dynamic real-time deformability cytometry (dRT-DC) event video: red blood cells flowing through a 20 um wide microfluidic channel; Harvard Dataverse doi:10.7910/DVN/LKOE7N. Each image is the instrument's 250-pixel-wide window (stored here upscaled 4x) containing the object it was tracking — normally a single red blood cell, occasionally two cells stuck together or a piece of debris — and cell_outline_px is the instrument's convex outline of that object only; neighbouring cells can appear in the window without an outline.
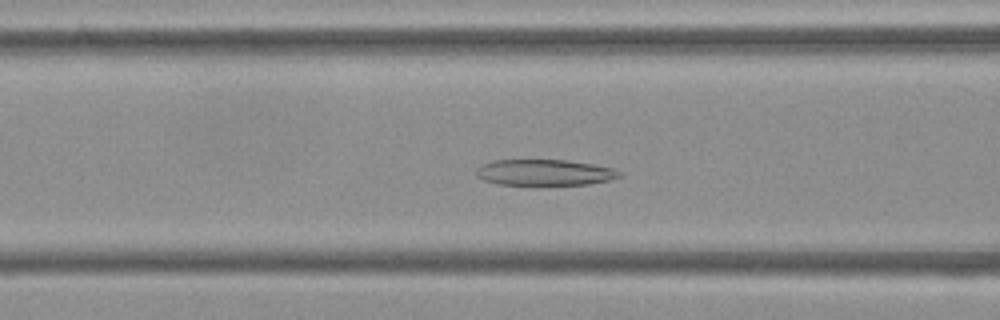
{"species": "Egyptian fruit bat (a non-hibernating species)", "species_latin": "Rousettus aegyptiacus", "temperature_condition": "cold", "stored_images_in_passage": 54, "camera_frame_rate_fps": 3000, "um_per_image_px": 0.085, "frame": {"image": 1, "passage_image": 21, "time_ms": 6.667, "image_size_px": [1000, 320], "cell_outline_px": [[620, 176], [608, 180], [588, 184], [500, 184], [484, 180], [476, 176], [476, 168], [480, 164], [492, 160], [568, 160], [592, 164], [612, 168], [620, 172]], "centroid_in_image_um": [46.23, 14.64], "position_along_channel_um": 120.4, "area_um2": 21.44}}
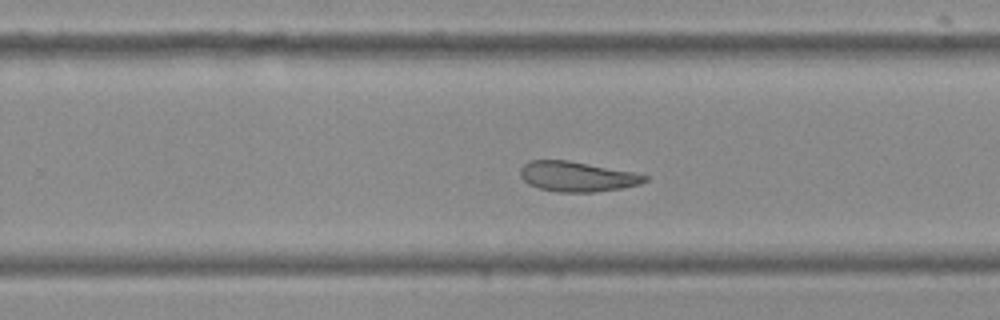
{"frame": {"image": 2, "passage_image": 34, "time_ms": 11.0, "image_size_px": [1000, 320], "cell_outline_px": [[648, 180], [640, 184], [620, 188], [592, 192], [556, 192], [540, 188], [528, 184], [520, 176], [520, 168], [528, 160], [568, 160], [632, 172], [648, 176]], "centroid_in_image_um": [49.01, 15.0], "position_along_channel_um": 280.8, "area_um2": 21.68}}
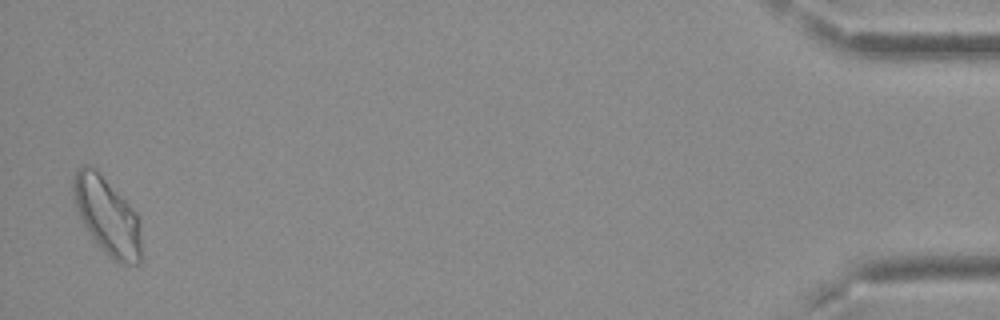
{"frame": {"image": 3, "passage_image": 53, "time_ms": 17.333, "image_size_px": [1000, 320], "cell_outline_px": [[140, 264], [120, 264], [108, 256], [96, 244], [84, 224], [76, 208], [72, 188], [72, 180], [76, 168], [84, 164], [88, 164], [96, 168], [136, 212], [140, 224]], "centroid_in_image_um": [9.09, 18.34], "position_along_channel_um": 426.1, "area_um2": 30.69}, "authors_computed_cell_mechanics": {"area_um2": 24.8829, "velocity_mm_per_s": 3.7038, "shape_relaxation_time_tau1_ms": null, "shape_relaxation_time_tau2_ms": 4.4409, "deformation_change_tau1": null, "deformation_change_tau2": 0.1117}}